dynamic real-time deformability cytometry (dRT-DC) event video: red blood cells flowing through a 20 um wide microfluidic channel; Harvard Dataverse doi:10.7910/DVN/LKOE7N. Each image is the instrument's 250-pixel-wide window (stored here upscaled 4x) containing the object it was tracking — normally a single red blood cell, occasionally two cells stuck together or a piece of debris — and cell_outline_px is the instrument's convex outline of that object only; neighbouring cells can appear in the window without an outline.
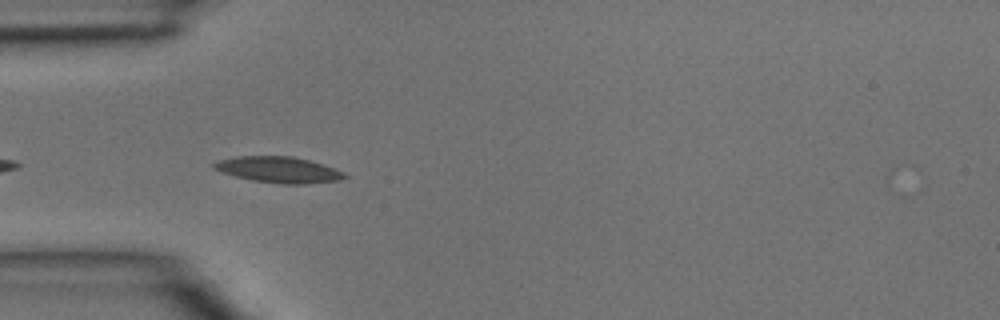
{"species": "common noctule bat (a hibernating species)", "species_latin": "Nyctalus noctula", "temperature_condition": "room temperature", "stored_images_in_passage": 3, "camera_frame_rate_fps": 3000, "um_per_image_px": 0.085, "animal": {"sex": "male", "body_mass_g": 15.6}, "frame": {"image": 1, "passage_image": 3, "time_ms": 0.667, "image_size_px": [1000, 320], "cell_outline_px": [[348, 176], [340, 180], [304, 184], [280, 184], [252, 180], [236, 176], [212, 168], [212, 164], [220, 160], [236, 156], [292, 156], [324, 164], [344, 172]], "centroid_in_image_um": [23.71, 14.42], "position_along_channel_um": 61.3, "area_um2": 19.71}}